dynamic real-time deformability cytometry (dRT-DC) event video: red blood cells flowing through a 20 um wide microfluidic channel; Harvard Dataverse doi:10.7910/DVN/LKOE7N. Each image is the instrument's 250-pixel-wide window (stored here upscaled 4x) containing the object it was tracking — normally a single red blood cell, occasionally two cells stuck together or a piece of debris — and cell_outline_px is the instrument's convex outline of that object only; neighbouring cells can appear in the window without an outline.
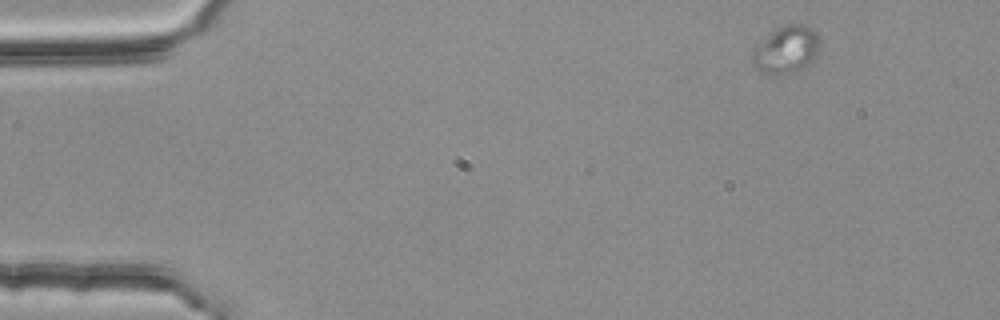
{"species": "common noctule bat (a hibernating species)", "species_latin": "Nyctalus noctula", "temperature_condition": "room temperature", "stored_images_in_passage": 4, "camera_frame_rate_fps": 3000, "um_per_image_px": 0.085, "animal": {"sex": "female", "body_mass_g": 25.1}, "frame": {"image": 1, "passage_image": 1, "time_ms": 0.0, "image_size_px": [1000, 320], "cell_outline_px": [[820, 44], [816, 56], [812, 64], [796, 72], [764, 72], [756, 68], [752, 64], [752, 52], [772, 32], [784, 24], [804, 24], [812, 28], [816, 32], [820, 40]], "centroid_in_image_um": [66.91, 4.2], "position_along_channel_um": 18.1, "area_um2": 18.26}}